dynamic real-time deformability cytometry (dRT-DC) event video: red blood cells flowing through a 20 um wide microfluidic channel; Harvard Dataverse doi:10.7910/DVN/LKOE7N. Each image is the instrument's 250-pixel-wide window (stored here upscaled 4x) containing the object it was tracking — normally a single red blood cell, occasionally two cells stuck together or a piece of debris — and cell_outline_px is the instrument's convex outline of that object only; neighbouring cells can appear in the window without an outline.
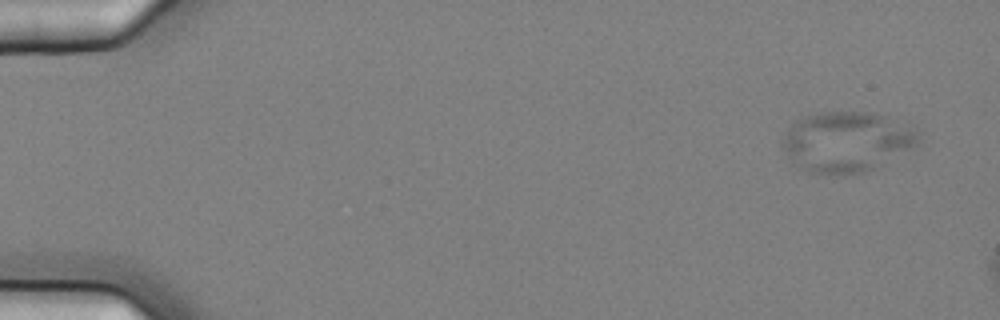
{"species": "common noctule bat (a hibernating species)", "species_latin": "Nyctalus noctula", "temperature_condition": "cold", "stored_images_in_passage": 5, "camera_frame_rate_fps": 3000, "um_per_image_px": 0.085, "animal": {"sex": "female", "body_mass_g": 25.1}, "frame": {"image": 1, "passage_image": 2, "time_ms": 0.333, "image_size_px": [1000, 320], "cell_outline_px": [[924, 132], [920, 144], [872, 168], [860, 172], [844, 176], [832, 176], [804, 172], [788, 156], [780, 144], [784, 132], [796, 120], [804, 116], [824, 112], [868, 112], [884, 116], [912, 124], [920, 128]], "centroid_in_image_um": [72.0, 12.05], "position_along_channel_um": 13.0, "area_um2": 48.73}}